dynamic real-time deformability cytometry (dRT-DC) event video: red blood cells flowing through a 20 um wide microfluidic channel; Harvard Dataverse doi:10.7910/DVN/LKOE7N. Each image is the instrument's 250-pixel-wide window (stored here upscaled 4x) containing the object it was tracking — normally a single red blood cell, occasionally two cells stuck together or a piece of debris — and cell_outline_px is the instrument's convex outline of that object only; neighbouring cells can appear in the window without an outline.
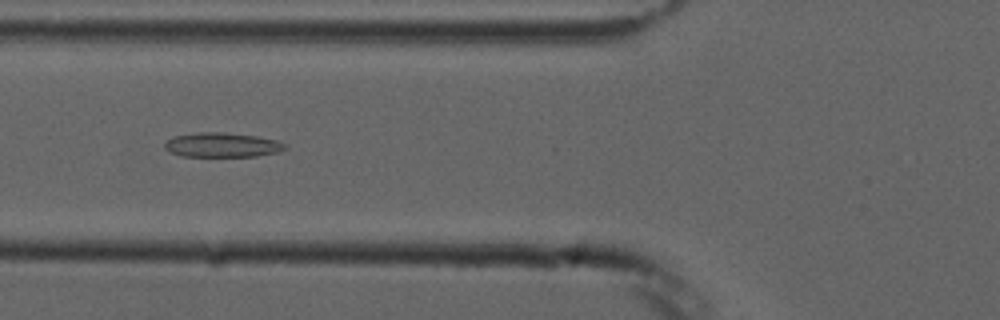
{"species": "common noctule bat (a hibernating species)", "species_latin": "Nyctalus noctula", "temperature_condition": "cold", "stored_images_in_passage": 7, "camera_frame_rate_fps": 3000, "um_per_image_px": 0.085, "animal": {"sex": "male", "forearm_length_mm": 52.5}, "frame": {"image": 1, "passage_image": 4, "time_ms": 3.667, "image_size_px": [1000, 320], "cell_outline_px": [[288, 148], [280, 152], [256, 156], [180, 156], [164, 148], [164, 144], [172, 136], [196, 132], [224, 132], [256, 136], [276, 140], [288, 144]], "centroid_in_image_um": [18.91, 12.31], "position_along_channel_um": 106.9, "area_um2": 17.34}}
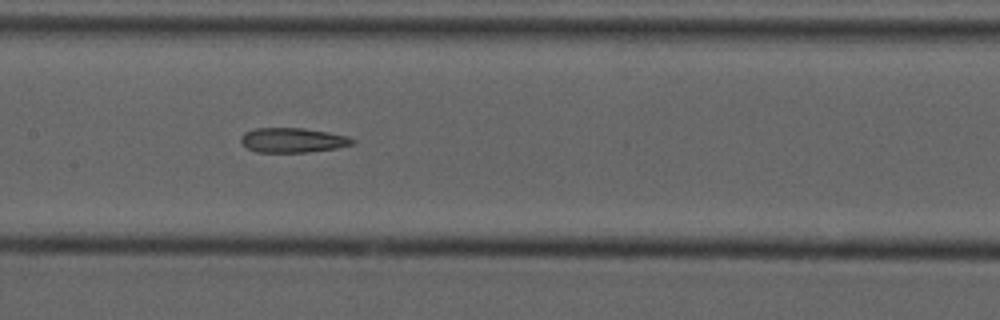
{"frame": {"image": 2, "passage_image": 6, "time_ms": 5.667, "image_size_px": [1000, 320], "cell_outline_px": [[356, 144], [336, 148], [308, 152], [256, 152], [248, 148], [240, 140], [240, 136], [244, 132], [256, 128], [304, 128], [328, 132], [348, 136], [356, 140]], "centroid_in_image_um": [24.91, 11.91], "position_along_channel_um": 182.5, "area_um2": 16.13}}
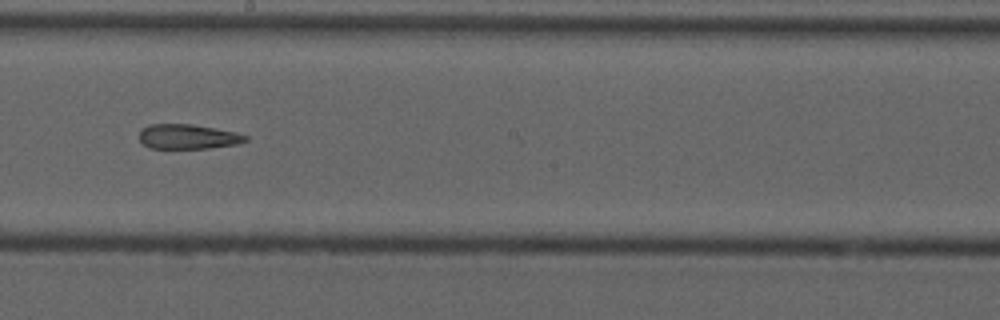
{"frame": {"image": 3, "passage_image": 7, "time_ms": 7.0, "image_size_px": [1000, 320], "cell_outline_px": [[248, 140], [236, 144], [208, 148], [148, 148], [140, 140], [140, 128], [148, 124], [192, 124], [216, 128], [236, 132], [248, 136]], "centroid_in_image_um": [15.96, 11.6], "position_along_channel_um": 232.2, "area_um2": 15.37}}